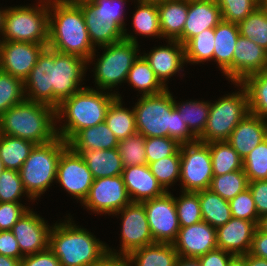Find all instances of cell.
<instances>
[{"label":"cell","mask_w":267,"mask_h":266,"mask_svg":"<svg viewBox=\"0 0 267 266\" xmlns=\"http://www.w3.org/2000/svg\"><path fill=\"white\" fill-rule=\"evenodd\" d=\"M245 266H267V259L247 253L245 254Z\"/></svg>","instance_id":"60"},{"label":"cell","mask_w":267,"mask_h":266,"mask_svg":"<svg viewBox=\"0 0 267 266\" xmlns=\"http://www.w3.org/2000/svg\"><path fill=\"white\" fill-rule=\"evenodd\" d=\"M181 144L169 137L145 138L147 164L172 155H180Z\"/></svg>","instance_id":"50"},{"label":"cell","mask_w":267,"mask_h":266,"mask_svg":"<svg viewBox=\"0 0 267 266\" xmlns=\"http://www.w3.org/2000/svg\"><path fill=\"white\" fill-rule=\"evenodd\" d=\"M88 61L72 54H64L53 50V108L86 88L79 85L84 80Z\"/></svg>","instance_id":"12"},{"label":"cell","mask_w":267,"mask_h":266,"mask_svg":"<svg viewBox=\"0 0 267 266\" xmlns=\"http://www.w3.org/2000/svg\"><path fill=\"white\" fill-rule=\"evenodd\" d=\"M56 182L82 203L93 184V176L83 156L67 146L61 153Z\"/></svg>","instance_id":"15"},{"label":"cell","mask_w":267,"mask_h":266,"mask_svg":"<svg viewBox=\"0 0 267 266\" xmlns=\"http://www.w3.org/2000/svg\"><path fill=\"white\" fill-rule=\"evenodd\" d=\"M126 0H94L87 5L94 11L96 18L114 23L122 32H127L124 22L123 5Z\"/></svg>","instance_id":"48"},{"label":"cell","mask_w":267,"mask_h":266,"mask_svg":"<svg viewBox=\"0 0 267 266\" xmlns=\"http://www.w3.org/2000/svg\"><path fill=\"white\" fill-rule=\"evenodd\" d=\"M28 210L20 202H0V231L11 230Z\"/></svg>","instance_id":"53"},{"label":"cell","mask_w":267,"mask_h":266,"mask_svg":"<svg viewBox=\"0 0 267 266\" xmlns=\"http://www.w3.org/2000/svg\"><path fill=\"white\" fill-rule=\"evenodd\" d=\"M0 254L20 260L24 257L11 230L0 231Z\"/></svg>","instance_id":"56"},{"label":"cell","mask_w":267,"mask_h":266,"mask_svg":"<svg viewBox=\"0 0 267 266\" xmlns=\"http://www.w3.org/2000/svg\"><path fill=\"white\" fill-rule=\"evenodd\" d=\"M81 155L94 179L122 175L124 166L117 147L84 151Z\"/></svg>","instance_id":"30"},{"label":"cell","mask_w":267,"mask_h":266,"mask_svg":"<svg viewBox=\"0 0 267 266\" xmlns=\"http://www.w3.org/2000/svg\"><path fill=\"white\" fill-rule=\"evenodd\" d=\"M51 6V7H50ZM53 12V13H52ZM47 46L60 53L77 55L89 62L96 56L79 5L49 0Z\"/></svg>","instance_id":"2"},{"label":"cell","mask_w":267,"mask_h":266,"mask_svg":"<svg viewBox=\"0 0 267 266\" xmlns=\"http://www.w3.org/2000/svg\"><path fill=\"white\" fill-rule=\"evenodd\" d=\"M82 9L88 35L92 45L96 48L119 42L124 39L123 32L114 24L96 18L94 11L87 5H79Z\"/></svg>","instance_id":"31"},{"label":"cell","mask_w":267,"mask_h":266,"mask_svg":"<svg viewBox=\"0 0 267 266\" xmlns=\"http://www.w3.org/2000/svg\"><path fill=\"white\" fill-rule=\"evenodd\" d=\"M6 9H0V34H3Z\"/></svg>","instance_id":"66"},{"label":"cell","mask_w":267,"mask_h":266,"mask_svg":"<svg viewBox=\"0 0 267 266\" xmlns=\"http://www.w3.org/2000/svg\"><path fill=\"white\" fill-rule=\"evenodd\" d=\"M146 210L148 224L154 242L173 243L180 229L175 206V197L171 192L141 202Z\"/></svg>","instance_id":"13"},{"label":"cell","mask_w":267,"mask_h":266,"mask_svg":"<svg viewBox=\"0 0 267 266\" xmlns=\"http://www.w3.org/2000/svg\"><path fill=\"white\" fill-rule=\"evenodd\" d=\"M240 35L236 23L222 20L215 27V42L213 60H215L223 74L232 82V58L235 44Z\"/></svg>","instance_id":"26"},{"label":"cell","mask_w":267,"mask_h":266,"mask_svg":"<svg viewBox=\"0 0 267 266\" xmlns=\"http://www.w3.org/2000/svg\"><path fill=\"white\" fill-rule=\"evenodd\" d=\"M227 266H245V255H233Z\"/></svg>","instance_id":"63"},{"label":"cell","mask_w":267,"mask_h":266,"mask_svg":"<svg viewBox=\"0 0 267 266\" xmlns=\"http://www.w3.org/2000/svg\"><path fill=\"white\" fill-rule=\"evenodd\" d=\"M248 185V178L241 169L223 175H213L209 189L223 199L230 201L236 195L245 191Z\"/></svg>","instance_id":"42"},{"label":"cell","mask_w":267,"mask_h":266,"mask_svg":"<svg viewBox=\"0 0 267 266\" xmlns=\"http://www.w3.org/2000/svg\"><path fill=\"white\" fill-rule=\"evenodd\" d=\"M68 143L59 136L49 143L37 144L19 170L27 194L36 200L56 181L58 162Z\"/></svg>","instance_id":"6"},{"label":"cell","mask_w":267,"mask_h":266,"mask_svg":"<svg viewBox=\"0 0 267 266\" xmlns=\"http://www.w3.org/2000/svg\"><path fill=\"white\" fill-rule=\"evenodd\" d=\"M56 121V109L25 99L0 116V134L45 144L58 137Z\"/></svg>","instance_id":"4"},{"label":"cell","mask_w":267,"mask_h":266,"mask_svg":"<svg viewBox=\"0 0 267 266\" xmlns=\"http://www.w3.org/2000/svg\"><path fill=\"white\" fill-rule=\"evenodd\" d=\"M40 2L35 7L6 8L2 40L48 44L49 0Z\"/></svg>","instance_id":"8"},{"label":"cell","mask_w":267,"mask_h":266,"mask_svg":"<svg viewBox=\"0 0 267 266\" xmlns=\"http://www.w3.org/2000/svg\"><path fill=\"white\" fill-rule=\"evenodd\" d=\"M64 221L53 225L49 235V249L61 266H96L108 255L107 245L91 232L71 218Z\"/></svg>","instance_id":"3"},{"label":"cell","mask_w":267,"mask_h":266,"mask_svg":"<svg viewBox=\"0 0 267 266\" xmlns=\"http://www.w3.org/2000/svg\"><path fill=\"white\" fill-rule=\"evenodd\" d=\"M130 203L122 175L94 179L87 197L82 202L88 210L108 215H113Z\"/></svg>","instance_id":"14"},{"label":"cell","mask_w":267,"mask_h":266,"mask_svg":"<svg viewBox=\"0 0 267 266\" xmlns=\"http://www.w3.org/2000/svg\"><path fill=\"white\" fill-rule=\"evenodd\" d=\"M96 266H131L127 257L107 255Z\"/></svg>","instance_id":"59"},{"label":"cell","mask_w":267,"mask_h":266,"mask_svg":"<svg viewBox=\"0 0 267 266\" xmlns=\"http://www.w3.org/2000/svg\"><path fill=\"white\" fill-rule=\"evenodd\" d=\"M35 145L28 140L0 134V158L4 168L19 171Z\"/></svg>","instance_id":"35"},{"label":"cell","mask_w":267,"mask_h":266,"mask_svg":"<svg viewBox=\"0 0 267 266\" xmlns=\"http://www.w3.org/2000/svg\"><path fill=\"white\" fill-rule=\"evenodd\" d=\"M215 28L203 30L192 37L185 46V61L198 64L213 60Z\"/></svg>","instance_id":"41"},{"label":"cell","mask_w":267,"mask_h":266,"mask_svg":"<svg viewBox=\"0 0 267 266\" xmlns=\"http://www.w3.org/2000/svg\"><path fill=\"white\" fill-rule=\"evenodd\" d=\"M197 192L199 194L203 221L209 223L214 228H218L232 218L229 201L223 199L210 189Z\"/></svg>","instance_id":"33"},{"label":"cell","mask_w":267,"mask_h":266,"mask_svg":"<svg viewBox=\"0 0 267 266\" xmlns=\"http://www.w3.org/2000/svg\"><path fill=\"white\" fill-rule=\"evenodd\" d=\"M126 81L139 90L142 96L157 95L168 88L160 82L149 63L141 55L129 70Z\"/></svg>","instance_id":"34"},{"label":"cell","mask_w":267,"mask_h":266,"mask_svg":"<svg viewBox=\"0 0 267 266\" xmlns=\"http://www.w3.org/2000/svg\"><path fill=\"white\" fill-rule=\"evenodd\" d=\"M24 193L33 200L24 189L19 171L4 169L0 175V202H20Z\"/></svg>","instance_id":"51"},{"label":"cell","mask_w":267,"mask_h":266,"mask_svg":"<svg viewBox=\"0 0 267 266\" xmlns=\"http://www.w3.org/2000/svg\"><path fill=\"white\" fill-rule=\"evenodd\" d=\"M233 254L216 248L205 255L199 256L201 266H227Z\"/></svg>","instance_id":"57"},{"label":"cell","mask_w":267,"mask_h":266,"mask_svg":"<svg viewBox=\"0 0 267 266\" xmlns=\"http://www.w3.org/2000/svg\"><path fill=\"white\" fill-rule=\"evenodd\" d=\"M116 93L103 92L93 88H83L71 97L63 100L56 108V119L66 124L56 128L60 138L68 142L78 131L103 123Z\"/></svg>","instance_id":"5"},{"label":"cell","mask_w":267,"mask_h":266,"mask_svg":"<svg viewBox=\"0 0 267 266\" xmlns=\"http://www.w3.org/2000/svg\"><path fill=\"white\" fill-rule=\"evenodd\" d=\"M241 84L247 90L249 112L267 120V69L247 76Z\"/></svg>","instance_id":"36"},{"label":"cell","mask_w":267,"mask_h":266,"mask_svg":"<svg viewBox=\"0 0 267 266\" xmlns=\"http://www.w3.org/2000/svg\"><path fill=\"white\" fill-rule=\"evenodd\" d=\"M257 228L260 231L267 233V214L259 218Z\"/></svg>","instance_id":"64"},{"label":"cell","mask_w":267,"mask_h":266,"mask_svg":"<svg viewBox=\"0 0 267 266\" xmlns=\"http://www.w3.org/2000/svg\"><path fill=\"white\" fill-rule=\"evenodd\" d=\"M257 224L232 217L226 224L216 228L217 247L233 255L249 253Z\"/></svg>","instance_id":"21"},{"label":"cell","mask_w":267,"mask_h":266,"mask_svg":"<svg viewBox=\"0 0 267 266\" xmlns=\"http://www.w3.org/2000/svg\"><path fill=\"white\" fill-rule=\"evenodd\" d=\"M242 37L251 39L255 44L267 50V13L266 5H260L239 24Z\"/></svg>","instance_id":"40"},{"label":"cell","mask_w":267,"mask_h":266,"mask_svg":"<svg viewBox=\"0 0 267 266\" xmlns=\"http://www.w3.org/2000/svg\"><path fill=\"white\" fill-rule=\"evenodd\" d=\"M67 143L73 151L82 154L84 151L116 148L119 140L103 122L78 131Z\"/></svg>","instance_id":"27"},{"label":"cell","mask_w":267,"mask_h":266,"mask_svg":"<svg viewBox=\"0 0 267 266\" xmlns=\"http://www.w3.org/2000/svg\"><path fill=\"white\" fill-rule=\"evenodd\" d=\"M47 44L0 40V70L23 82Z\"/></svg>","instance_id":"16"},{"label":"cell","mask_w":267,"mask_h":266,"mask_svg":"<svg viewBox=\"0 0 267 266\" xmlns=\"http://www.w3.org/2000/svg\"><path fill=\"white\" fill-rule=\"evenodd\" d=\"M121 99V95L117 94V97L111 102L104 120L119 141L137 133L134 109L123 107Z\"/></svg>","instance_id":"32"},{"label":"cell","mask_w":267,"mask_h":266,"mask_svg":"<svg viewBox=\"0 0 267 266\" xmlns=\"http://www.w3.org/2000/svg\"><path fill=\"white\" fill-rule=\"evenodd\" d=\"M267 69V50L239 35L232 58V82L241 83L247 76Z\"/></svg>","instance_id":"20"},{"label":"cell","mask_w":267,"mask_h":266,"mask_svg":"<svg viewBox=\"0 0 267 266\" xmlns=\"http://www.w3.org/2000/svg\"><path fill=\"white\" fill-rule=\"evenodd\" d=\"M140 1V2H161V1H164V0H137V2Z\"/></svg>","instance_id":"67"},{"label":"cell","mask_w":267,"mask_h":266,"mask_svg":"<svg viewBox=\"0 0 267 266\" xmlns=\"http://www.w3.org/2000/svg\"><path fill=\"white\" fill-rule=\"evenodd\" d=\"M137 8L132 20L135 34L162 38L157 3L138 1Z\"/></svg>","instance_id":"38"},{"label":"cell","mask_w":267,"mask_h":266,"mask_svg":"<svg viewBox=\"0 0 267 266\" xmlns=\"http://www.w3.org/2000/svg\"><path fill=\"white\" fill-rule=\"evenodd\" d=\"M232 217L253 221L258 224L259 216L255 207L253 195L249 188L229 201Z\"/></svg>","instance_id":"52"},{"label":"cell","mask_w":267,"mask_h":266,"mask_svg":"<svg viewBox=\"0 0 267 266\" xmlns=\"http://www.w3.org/2000/svg\"><path fill=\"white\" fill-rule=\"evenodd\" d=\"M172 244L180 257L198 258L218 248L216 228L205 221L180 227L177 238Z\"/></svg>","instance_id":"19"},{"label":"cell","mask_w":267,"mask_h":266,"mask_svg":"<svg viewBox=\"0 0 267 266\" xmlns=\"http://www.w3.org/2000/svg\"><path fill=\"white\" fill-rule=\"evenodd\" d=\"M180 162V155H172L148 164L151 173L166 192H169L168 188L173 182L180 180Z\"/></svg>","instance_id":"47"},{"label":"cell","mask_w":267,"mask_h":266,"mask_svg":"<svg viewBox=\"0 0 267 266\" xmlns=\"http://www.w3.org/2000/svg\"><path fill=\"white\" fill-rule=\"evenodd\" d=\"M133 109L137 133L145 138L169 137L180 144L198 141L174 106V98L168 88L157 95H141Z\"/></svg>","instance_id":"1"},{"label":"cell","mask_w":267,"mask_h":266,"mask_svg":"<svg viewBox=\"0 0 267 266\" xmlns=\"http://www.w3.org/2000/svg\"><path fill=\"white\" fill-rule=\"evenodd\" d=\"M243 171L249 182L267 180V138L243 159Z\"/></svg>","instance_id":"46"},{"label":"cell","mask_w":267,"mask_h":266,"mask_svg":"<svg viewBox=\"0 0 267 266\" xmlns=\"http://www.w3.org/2000/svg\"><path fill=\"white\" fill-rule=\"evenodd\" d=\"M261 5H265V0H258Z\"/></svg>","instance_id":"69"},{"label":"cell","mask_w":267,"mask_h":266,"mask_svg":"<svg viewBox=\"0 0 267 266\" xmlns=\"http://www.w3.org/2000/svg\"><path fill=\"white\" fill-rule=\"evenodd\" d=\"M122 178L131 202L141 203L166 193L151 173L148 164L124 167Z\"/></svg>","instance_id":"24"},{"label":"cell","mask_w":267,"mask_h":266,"mask_svg":"<svg viewBox=\"0 0 267 266\" xmlns=\"http://www.w3.org/2000/svg\"><path fill=\"white\" fill-rule=\"evenodd\" d=\"M25 99L23 81L0 70V116Z\"/></svg>","instance_id":"43"},{"label":"cell","mask_w":267,"mask_h":266,"mask_svg":"<svg viewBox=\"0 0 267 266\" xmlns=\"http://www.w3.org/2000/svg\"><path fill=\"white\" fill-rule=\"evenodd\" d=\"M124 39L109 45L101 46L103 55L97 59L94 66V77L97 88L110 90L126 81L128 72L138 59L137 37L123 32Z\"/></svg>","instance_id":"7"},{"label":"cell","mask_w":267,"mask_h":266,"mask_svg":"<svg viewBox=\"0 0 267 266\" xmlns=\"http://www.w3.org/2000/svg\"><path fill=\"white\" fill-rule=\"evenodd\" d=\"M121 214L120 252L107 246L109 255L127 257L136 249L155 243L148 224L146 210L142 203L131 202L113 215Z\"/></svg>","instance_id":"11"},{"label":"cell","mask_w":267,"mask_h":266,"mask_svg":"<svg viewBox=\"0 0 267 266\" xmlns=\"http://www.w3.org/2000/svg\"><path fill=\"white\" fill-rule=\"evenodd\" d=\"M46 223L44 218L29 209L12 227L11 231L23 256L36 254L49 248L52 226Z\"/></svg>","instance_id":"17"},{"label":"cell","mask_w":267,"mask_h":266,"mask_svg":"<svg viewBox=\"0 0 267 266\" xmlns=\"http://www.w3.org/2000/svg\"><path fill=\"white\" fill-rule=\"evenodd\" d=\"M213 175H223L243 169V159L227 141L209 143Z\"/></svg>","instance_id":"37"},{"label":"cell","mask_w":267,"mask_h":266,"mask_svg":"<svg viewBox=\"0 0 267 266\" xmlns=\"http://www.w3.org/2000/svg\"><path fill=\"white\" fill-rule=\"evenodd\" d=\"M20 261V259H15L0 254V266H20Z\"/></svg>","instance_id":"62"},{"label":"cell","mask_w":267,"mask_h":266,"mask_svg":"<svg viewBox=\"0 0 267 266\" xmlns=\"http://www.w3.org/2000/svg\"><path fill=\"white\" fill-rule=\"evenodd\" d=\"M180 182L182 191L209 189L213 178L209 143L196 141L181 144Z\"/></svg>","instance_id":"10"},{"label":"cell","mask_w":267,"mask_h":266,"mask_svg":"<svg viewBox=\"0 0 267 266\" xmlns=\"http://www.w3.org/2000/svg\"><path fill=\"white\" fill-rule=\"evenodd\" d=\"M162 37L177 40L183 33L188 0H164L157 3Z\"/></svg>","instance_id":"28"},{"label":"cell","mask_w":267,"mask_h":266,"mask_svg":"<svg viewBox=\"0 0 267 266\" xmlns=\"http://www.w3.org/2000/svg\"><path fill=\"white\" fill-rule=\"evenodd\" d=\"M174 106L187 124L190 132L198 139L202 134L207 124V119L210 111V102L202 101H186L177 103L174 100Z\"/></svg>","instance_id":"39"},{"label":"cell","mask_w":267,"mask_h":266,"mask_svg":"<svg viewBox=\"0 0 267 266\" xmlns=\"http://www.w3.org/2000/svg\"><path fill=\"white\" fill-rule=\"evenodd\" d=\"M117 149L124 167L147 164L145 137L140 133L119 141Z\"/></svg>","instance_id":"45"},{"label":"cell","mask_w":267,"mask_h":266,"mask_svg":"<svg viewBox=\"0 0 267 266\" xmlns=\"http://www.w3.org/2000/svg\"><path fill=\"white\" fill-rule=\"evenodd\" d=\"M4 169H5V168H4L3 162H2V160H1V158H0V175H1V173L3 172Z\"/></svg>","instance_id":"68"},{"label":"cell","mask_w":267,"mask_h":266,"mask_svg":"<svg viewBox=\"0 0 267 266\" xmlns=\"http://www.w3.org/2000/svg\"><path fill=\"white\" fill-rule=\"evenodd\" d=\"M222 21L216 0H188V14L182 35L177 39L185 45L203 30L215 28Z\"/></svg>","instance_id":"22"},{"label":"cell","mask_w":267,"mask_h":266,"mask_svg":"<svg viewBox=\"0 0 267 266\" xmlns=\"http://www.w3.org/2000/svg\"><path fill=\"white\" fill-rule=\"evenodd\" d=\"M60 1L70 5H81L93 2L94 0H60Z\"/></svg>","instance_id":"65"},{"label":"cell","mask_w":267,"mask_h":266,"mask_svg":"<svg viewBox=\"0 0 267 266\" xmlns=\"http://www.w3.org/2000/svg\"><path fill=\"white\" fill-rule=\"evenodd\" d=\"M235 84L241 87L240 91L227 94L215 103L210 102L207 124L198 141H227L234 128L249 113L247 90L241 83Z\"/></svg>","instance_id":"9"},{"label":"cell","mask_w":267,"mask_h":266,"mask_svg":"<svg viewBox=\"0 0 267 266\" xmlns=\"http://www.w3.org/2000/svg\"><path fill=\"white\" fill-rule=\"evenodd\" d=\"M222 20L239 24L261 4L258 0H216Z\"/></svg>","instance_id":"49"},{"label":"cell","mask_w":267,"mask_h":266,"mask_svg":"<svg viewBox=\"0 0 267 266\" xmlns=\"http://www.w3.org/2000/svg\"><path fill=\"white\" fill-rule=\"evenodd\" d=\"M266 138L267 120L249 112L234 128L227 142L244 159Z\"/></svg>","instance_id":"25"},{"label":"cell","mask_w":267,"mask_h":266,"mask_svg":"<svg viewBox=\"0 0 267 266\" xmlns=\"http://www.w3.org/2000/svg\"><path fill=\"white\" fill-rule=\"evenodd\" d=\"M23 84L26 100L53 107V50L48 46L38 56Z\"/></svg>","instance_id":"18"},{"label":"cell","mask_w":267,"mask_h":266,"mask_svg":"<svg viewBox=\"0 0 267 266\" xmlns=\"http://www.w3.org/2000/svg\"><path fill=\"white\" fill-rule=\"evenodd\" d=\"M250 189L259 218L267 214V180L249 182Z\"/></svg>","instance_id":"54"},{"label":"cell","mask_w":267,"mask_h":266,"mask_svg":"<svg viewBox=\"0 0 267 266\" xmlns=\"http://www.w3.org/2000/svg\"><path fill=\"white\" fill-rule=\"evenodd\" d=\"M178 257L172 243L155 242L134 250L127 259L131 266H175Z\"/></svg>","instance_id":"29"},{"label":"cell","mask_w":267,"mask_h":266,"mask_svg":"<svg viewBox=\"0 0 267 266\" xmlns=\"http://www.w3.org/2000/svg\"><path fill=\"white\" fill-rule=\"evenodd\" d=\"M175 266H201L198 258L178 257Z\"/></svg>","instance_id":"61"},{"label":"cell","mask_w":267,"mask_h":266,"mask_svg":"<svg viewBox=\"0 0 267 266\" xmlns=\"http://www.w3.org/2000/svg\"><path fill=\"white\" fill-rule=\"evenodd\" d=\"M249 254L267 259V233L256 228Z\"/></svg>","instance_id":"58"},{"label":"cell","mask_w":267,"mask_h":266,"mask_svg":"<svg viewBox=\"0 0 267 266\" xmlns=\"http://www.w3.org/2000/svg\"><path fill=\"white\" fill-rule=\"evenodd\" d=\"M168 46L156 47L143 57L149 63L156 77L167 87L165 83L178 71L182 70L185 61V46L178 40H168Z\"/></svg>","instance_id":"23"},{"label":"cell","mask_w":267,"mask_h":266,"mask_svg":"<svg viewBox=\"0 0 267 266\" xmlns=\"http://www.w3.org/2000/svg\"><path fill=\"white\" fill-rule=\"evenodd\" d=\"M181 192L180 197H175L180 227H187L203 221L198 192Z\"/></svg>","instance_id":"44"},{"label":"cell","mask_w":267,"mask_h":266,"mask_svg":"<svg viewBox=\"0 0 267 266\" xmlns=\"http://www.w3.org/2000/svg\"><path fill=\"white\" fill-rule=\"evenodd\" d=\"M20 266H61L59 259L48 248L42 252L24 256Z\"/></svg>","instance_id":"55"}]
</instances>
